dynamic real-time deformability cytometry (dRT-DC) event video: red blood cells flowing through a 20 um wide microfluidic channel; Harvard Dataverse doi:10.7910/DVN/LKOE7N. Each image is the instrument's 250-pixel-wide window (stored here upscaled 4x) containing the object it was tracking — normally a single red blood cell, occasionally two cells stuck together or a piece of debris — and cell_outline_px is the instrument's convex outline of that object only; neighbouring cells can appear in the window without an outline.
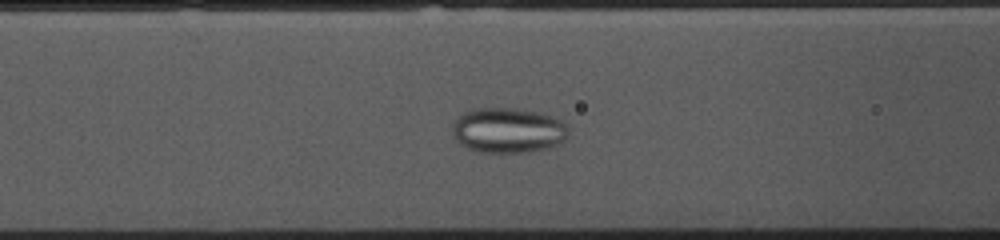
{"species": "common noctule bat (a hibernating species)", "species_latin": "Nyctalus noctula", "temperature_condition": "cold", "stored_images_in_passage": 55, "camera_frame_rate_fps": 3000, "um_per_image_px": 0.085, "animal": {"sex": "female", "body_mass_g": 10.0, "forearm_length_mm": 53.1}, "frame": {"image": 1, "passage_image": 20, "time_ms": 6.333, "image_size_px": [1000, 240], "cell_outline_px": [[568, 136], [560, 144], [548, 148], [528, 152], [484, 152], [468, 148], [460, 144], [452, 136], [452, 124], [464, 112], [476, 108], [516, 108], [540, 112], [552, 116], [568, 124]], "centroid_in_image_um": [43.21, 11.07], "position_along_channel_um": 123.4, "area_um2": 30.81}}
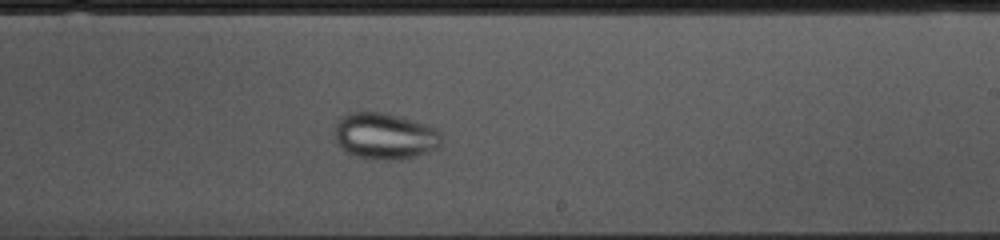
{"frame": {"image": 2, "passage_image": 31, "time_ms": 10.0, "image_size_px": [1000, 240], "cell_outline_px": [[444, 136], [440, 148], [400, 160], [384, 160], [356, 156], [348, 152], [336, 140], [336, 120], [340, 116], [348, 112], [384, 112], [432, 124]], "centroid_in_image_um": [32.79, 11.54], "position_along_channel_um": 256.2, "area_um2": 29.3}}
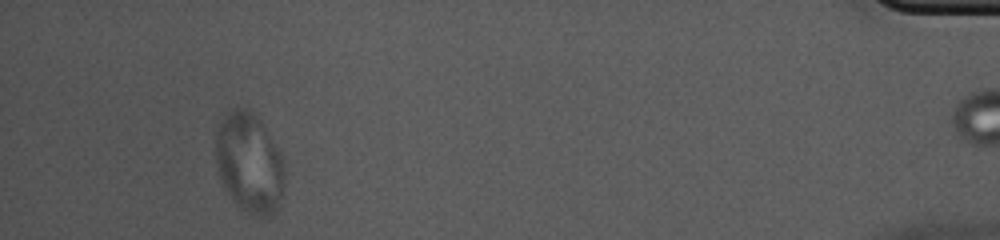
{"frame": {"image": 3, "passage_image": 50, "time_ms": 16.333, "image_size_px": [1000, 240], "cell_outline_px": [[284, 188], [280, 204], [268, 216], [256, 216], [240, 208], [232, 200], [224, 188], [220, 176], [216, 160], [216, 120], [232, 108], [252, 108], [260, 116], [280, 152], [284, 172]], "centroid_in_image_um": [21.18, 13.76], "position_along_channel_um": 414.0, "area_um2": 40.92}}